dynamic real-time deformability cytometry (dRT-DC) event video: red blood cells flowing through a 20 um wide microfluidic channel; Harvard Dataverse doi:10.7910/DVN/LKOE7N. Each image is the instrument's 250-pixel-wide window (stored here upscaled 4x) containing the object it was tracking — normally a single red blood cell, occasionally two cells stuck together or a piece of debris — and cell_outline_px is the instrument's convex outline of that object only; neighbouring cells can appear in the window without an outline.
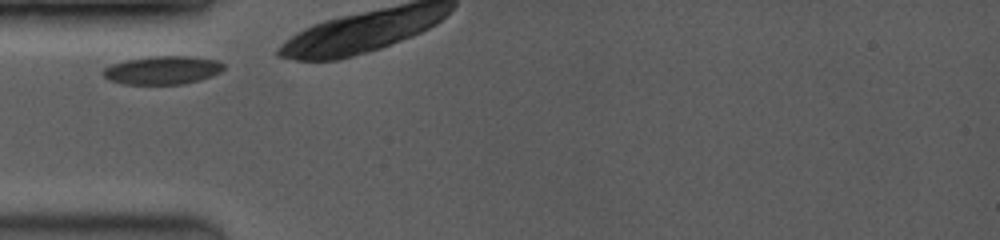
{"species": "common noctule bat (a hibernating species)", "species_latin": "Nyctalus noctula", "temperature_condition": "room temperature", "stored_images_in_passage": 14, "camera_frame_rate_fps": 3500, "um_per_image_px": 0.085, "animal": {"sex": "female", "body_mass_g": 19.0, "forearm_length_mm": 53.3}, "frame": {"image": 1, "passage_image": 1, "time_ms": 0.0, "image_size_px": [1000, 240], "cell_outline_px": [[224, 68], [220, 72], [212, 76], [200, 80], [184, 84], [124, 84], [108, 80], [100, 72], [104, 68], [112, 64], [128, 60], [152, 56], [192, 56], [220, 60], [224, 64]], "centroid_in_image_um": [13.84, 5.96], "position_along_channel_um": 71.2, "area_um2": 20.06}}